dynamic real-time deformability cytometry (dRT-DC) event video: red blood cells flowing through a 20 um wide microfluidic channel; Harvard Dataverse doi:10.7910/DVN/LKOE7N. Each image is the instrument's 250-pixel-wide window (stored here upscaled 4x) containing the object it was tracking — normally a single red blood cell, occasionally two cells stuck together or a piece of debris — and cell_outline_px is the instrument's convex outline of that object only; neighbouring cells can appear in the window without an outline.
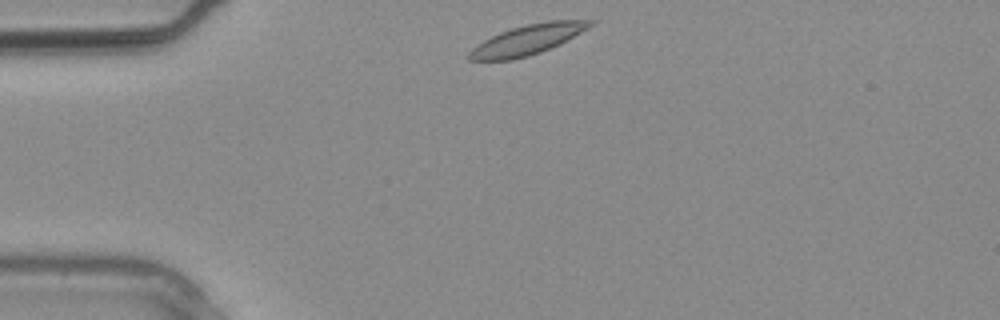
{"species": "common noctule bat (a hibernating species)", "species_latin": "Nyctalus noctula", "temperature_condition": "warm", "stored_images_in_passage": 1, "camera_frame_rate_fps": 3000, "um_per_image_px": 0.085, "animal": {"sex": "male", "body_mass_g": 20.4}, "frame": {"image": 1, "passage_image": 1, "time_ms": 0.0, "image_size_px": [1000, 320], "cell_outline_px": [[596, 24], [560, 44], [540, 52], [528, 56], [512, 60], [468, 60], [468, 52], [472, 48], [484, 40], [500, 32], [512, 28], [528, 24], [548, 20], [596, 20]], "centroid_in_image_um": [44.87, 3.37], "position_along_channel_um": 40.1, "area_um2": 21.1}}